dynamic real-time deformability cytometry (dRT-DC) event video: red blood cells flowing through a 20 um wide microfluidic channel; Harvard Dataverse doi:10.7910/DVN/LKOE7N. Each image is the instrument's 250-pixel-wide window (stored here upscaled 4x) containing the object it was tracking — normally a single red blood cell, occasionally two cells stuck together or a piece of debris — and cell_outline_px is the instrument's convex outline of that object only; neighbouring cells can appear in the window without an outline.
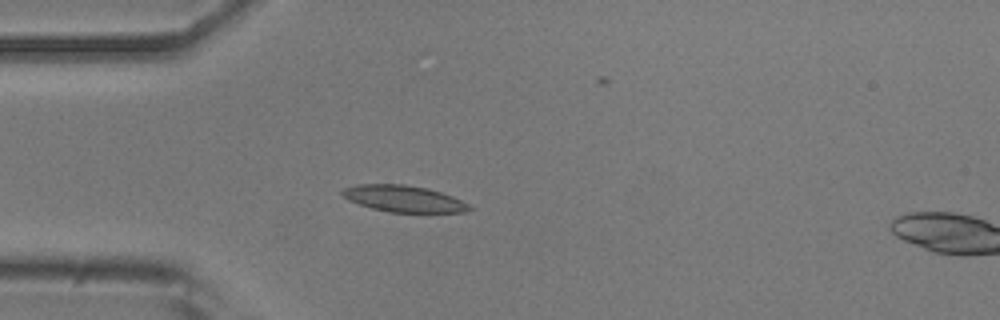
{"species": "common noctule bat (a hibernating species)", "species_latin": "Nyctalus noctula", "temperature_condition": "room temperature", "stored_images_in_passage": 5, "camera_frame_rate_fps": 3000, "um_per_image_px": 0.085, "animal": {"sex": "male", "body_mass_g": 20.5, "forearm_length_mm": 52.5}, "frame": {"image": 1, "passage_image": 4, "time_ms": 1.0, "image_size_px": [1000, 320], "cell_outline_px": [[472, 208], [464, 212], [388, 212], [372, 208], [348, 200], [340, 192], [344, 188], [356, 184], [404, 184], [428, 188], [452, 196], [468, 204]], "centroid_in_image_um": [34.28, 16.88], "position_along_channel_um": 50.7, "area_um2": 19.48}}